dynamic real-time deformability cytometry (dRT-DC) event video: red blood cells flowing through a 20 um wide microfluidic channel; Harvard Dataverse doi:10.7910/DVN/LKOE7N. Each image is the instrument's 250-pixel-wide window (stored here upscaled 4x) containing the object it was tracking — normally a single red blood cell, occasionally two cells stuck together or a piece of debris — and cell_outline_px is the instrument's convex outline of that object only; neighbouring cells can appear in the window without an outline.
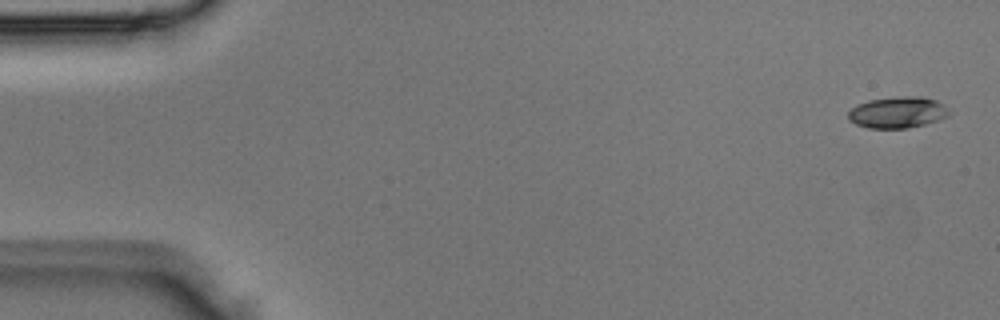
{"species": "Egyptian fruit bat (a non-hibernating species)", "species_latin": "Rousettus aegyptiacus", "temperature_condition": "room temperature", "stored_images_in_passage": 4, "camera_frame_rate_fps": 3000, "um_per_image_px": 0.085, "animal": {"sex": "male"}, "frame": {"image": 1, "passage_image": 1, "time_ms": 0.0, "image_size_px": [1000, 320], "cell_outline_px": [[952, 112], [948, 116], [924, 124], [908, 128], [868, 128], [856, 124], [848, 120], [848, 112], [852, 108], [868, 100], [908, 96], [924, 96], [936, 100], [944, 104]], "centroid_in_image_um": [76.33, 9.55], "position_along_channel_um": 8.7, "area_um2": 18.38}}